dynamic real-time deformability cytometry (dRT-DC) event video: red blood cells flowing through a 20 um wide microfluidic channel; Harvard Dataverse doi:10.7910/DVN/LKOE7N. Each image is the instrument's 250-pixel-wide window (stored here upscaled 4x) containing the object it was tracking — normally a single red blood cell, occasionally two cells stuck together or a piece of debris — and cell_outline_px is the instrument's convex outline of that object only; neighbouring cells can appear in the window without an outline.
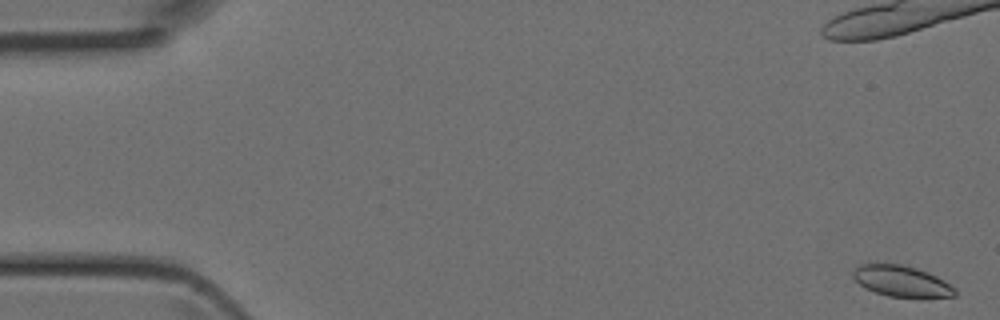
{"species": "Egyptian fruit bat (a non-hibernating species)", "species_latin": "Rousettus aegyptiacus", "temperature_condition": "room temperature", "stored_images_in_passage": 45, "camera_frame_rate_fps": 3000, "um_per_image_px": 0.085, "animal": {"sex": "female"}, "frame": {"image": 1, "passage_image": 1, "time_ms": 0.0, "image_size_px": [1000, 320], "cell_outline_px": [[956, 296], [920, 300], [888, 296], [864, 288], [852, 276], [852, 272], [860, 264], [900, 264], [916, 268], [928, 272], [944, 280], [956, 288]], "centroid_in_image_um": [76.71, 23.95], "position_along_channel_um": 8.3, "area_um2": 19.02}}